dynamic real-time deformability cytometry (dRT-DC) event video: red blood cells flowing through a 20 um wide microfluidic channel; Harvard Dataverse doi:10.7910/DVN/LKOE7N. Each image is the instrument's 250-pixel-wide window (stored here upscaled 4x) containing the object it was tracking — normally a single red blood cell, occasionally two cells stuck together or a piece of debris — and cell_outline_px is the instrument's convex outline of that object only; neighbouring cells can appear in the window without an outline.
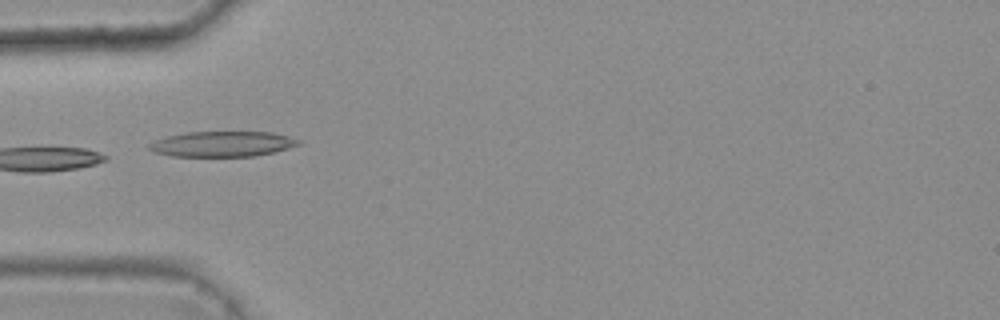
{"species": "common noctule bat (a hibernating species)", "species_latin": "Nyctalus noctula", "temperature_condition": "warm", "stored_images_in_passage": 7, "camera_frame_rate_fps": 3000, "um_per_image_px": 0.085, "animal": {"sex": "female", "body_mass_g": 25.1}, "frame": {"image": 1, "passage_image": 5, "time_ms": 1.333, "image_size_px": [1000, 320], "cell_outline_px": [[300, 144], [288, 148], [256, 156], [172, 156], [156, 152], [148, 148], [148, 144], [156, 140], [168, 136], [188, 132], [272, 132], [288, 136], [300, 140]], "centroid_in_image_um": [18.91, 12.23], "position_along_channel_um": 66.1, "area_um2": 21.85}}
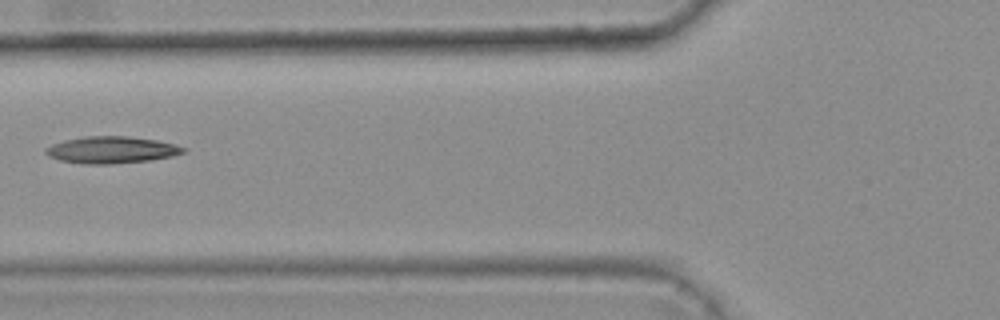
{"frame": {"image": 2, "passage_image": 6, "time_ms": 1.667, "image_size_px": [1000, 320], "cell_outline_px": [[188, 148], [184, 152], [172, 156], [148, 160], [108, 164], [84, 164], [60, 160], [48, 156], [44, 152], [44, 148], [52, 144], [64, 140], [84, 136], [128, 136], [156, 140], [176, 144]], "centroid_in_image_um": [9.46, 12.73], "position_along_channel_um": 116.3, "area_um2": 21.56}}
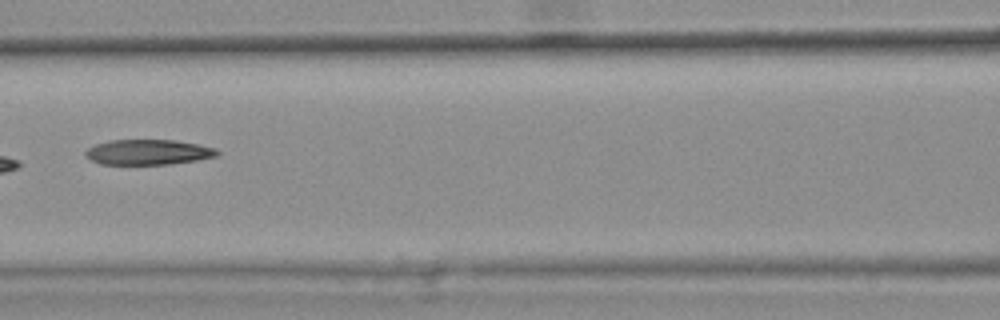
{"frame": {"image": 3, "passage_image": 7, "time_ms": 2.0, "image_size_px": [1000, 320], "cell_outline_px": [[220, 152], [216, 156], [196, 160], [168, 164], [100, 164], [84, 156], [84, 152], [88, 148], [96, 144], [108, 140], [176, 140], [200, 144], [216, 148]], "centroid_in_image_um": [12.59, 12.92], "position_along_channel_um": 154.0, "area_um2": 19.42}}